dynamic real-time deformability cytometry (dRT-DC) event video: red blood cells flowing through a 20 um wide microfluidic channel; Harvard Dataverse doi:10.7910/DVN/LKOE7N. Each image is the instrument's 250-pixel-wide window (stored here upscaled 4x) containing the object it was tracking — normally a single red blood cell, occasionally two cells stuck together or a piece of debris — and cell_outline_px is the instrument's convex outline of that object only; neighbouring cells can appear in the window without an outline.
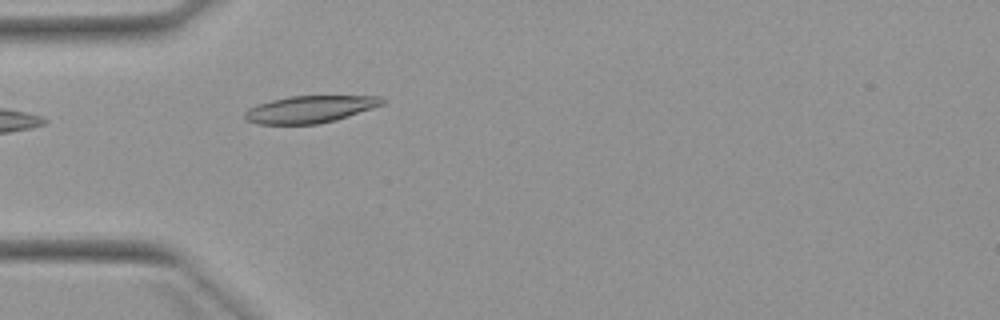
{"species": "Egyptian fruit bat (a non-hibernating species)", "species_latin": "Rousettus aegyptiacus", "temperature_condition": "warm", "stored_images_in_passage": 1, "camera_frame_rate_fps": 3000, "um_per_image_px": 0.085, "animal": {"sex": "female"}, "frame": {"image": 1, "passage_image": 1, "time_ms": 0.0, "image_size_px": [1000, 320], "cell_outline_px": [[388, 100], [384, 104], [336, 120], [316, 124], [260, 124], [244, 120], [244, 112], [248, 108], [256, 104], [288, 96], [384, 96]], "centroid_in_image_um": [26.35, 9.28], "position_along_channel_um": 58.7, "area_um2": 21.85}}